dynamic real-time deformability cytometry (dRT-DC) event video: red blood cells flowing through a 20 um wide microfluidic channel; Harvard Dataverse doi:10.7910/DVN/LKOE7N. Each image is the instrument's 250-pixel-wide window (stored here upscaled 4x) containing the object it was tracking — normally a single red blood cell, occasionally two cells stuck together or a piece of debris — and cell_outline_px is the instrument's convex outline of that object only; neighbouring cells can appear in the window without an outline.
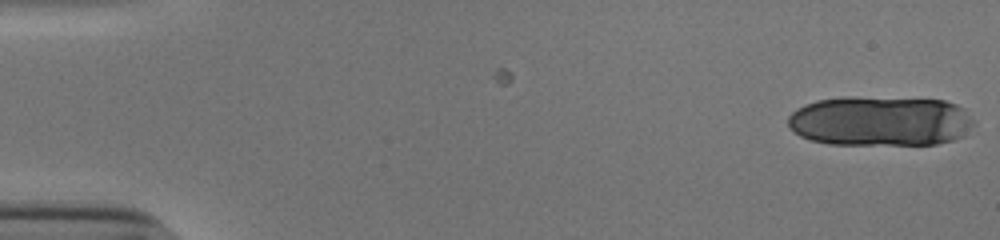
{"species": "human", "species_latin": "Homo sapiens", "temperature_condition": "cold", "stored_images_in_passage": 16, "camera_frame_rate_fps": 3000, "um_per_image_px": 0.085, "donor": {"sex": "male"}, "frame": {"image": 1, "passage_image": 1, "time_ms": 0.0, "image_size_px": [1000, 240], "cell_outline_px": [[976, 124], [964, 136], [952, 140], [936, 144], [828, 144], [812, 140], [800, 136], [788, 124], [788, 116], [796, 108], [804, 104], [816, 100], [844, 96], [852, 96], [944, 100], [956, 104], [964, 108], [976, 120]], "centroid_in_image_um": [74.86, 10.27], "position_along_channel_um": 10.1, "area_um2": 54.85}}